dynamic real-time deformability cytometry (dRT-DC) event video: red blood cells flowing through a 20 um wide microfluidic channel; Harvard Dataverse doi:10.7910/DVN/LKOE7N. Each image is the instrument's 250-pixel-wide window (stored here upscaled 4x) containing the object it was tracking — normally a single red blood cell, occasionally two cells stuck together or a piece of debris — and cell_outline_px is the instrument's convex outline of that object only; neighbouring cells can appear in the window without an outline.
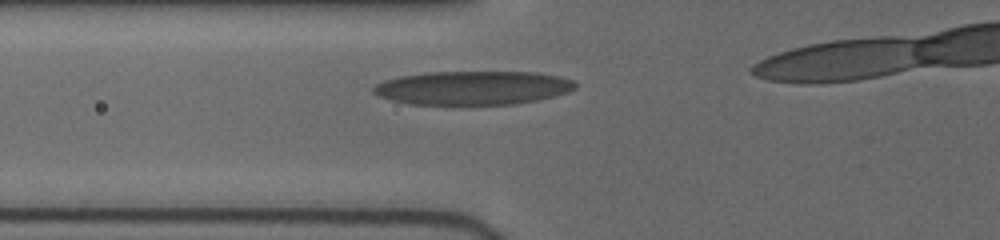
{"species": "human", "species_latin": "Homo sapiens", "temperature_condition": "cold", "stored_images_in_passage": 11, "camera_frame_rate_fps": 3000, "um_per_image_px": 0.085, "donor": {"sex": "female"}, "frame": {"image": 1, "passage_image": 2, "time_ms": 0.667, "image_size_px": [1000, 240], "cell_outline_px": [[576, 88], [568, 92], [536, 100], [516, 104], [468, 108], [408, 104], [392, 100], [380, 96], [372, 92], [372, 88], [376, 84], [384, 80], [400, 76], [428, 72], [536, 72], [560, 76], [572, 80], [576, 84]], "centroid_in_image_um": [40.16, 7.52], "position_along_channel_um": 85.6, "area_um2": 41.21}}
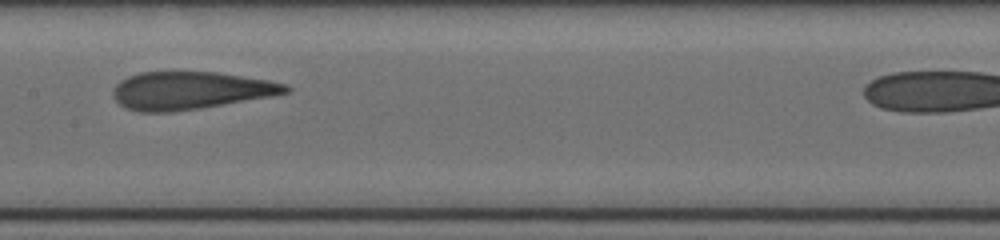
{"frame": {"image": 2, "passage_image": 5, "time_ms": 3.333, "image_size_px": [1000, 240], "cell_outline_px": [[292, 88], [288, 92], [272, 96], [200, 108], [172, 112], [140, 112], [124, 108], [112, 96], [112, 88], [120, 80], [128, 76], [140, 72], [216, 72], [268, 80], [288, 84]], "centroid_in_image_um": [16.15, 7.69], "position_along_channel_um": 191.3, "area_um2": 38.03}}
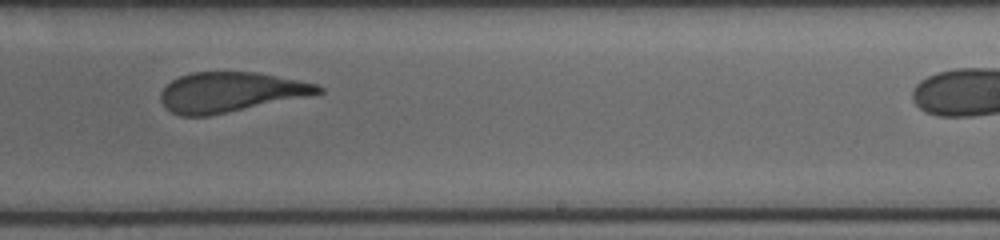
{"frame": {"image": 3, "passage_image": 7, "time_ms": 5.333, "image_size_px": [1000, 240], "cell_outline_px": [[324, 92], [308, 96], [208, 116], [180, 116], [164, 108], [160, 100], [160, 92], [172, 80], [180, 76], [192, 72], [256, 72], [316, 84], [324, 88]], "centroid_in_image_um": [19.54, 7.84], "position_along_channel_um": 269.5, "area_um2": 36.41}}